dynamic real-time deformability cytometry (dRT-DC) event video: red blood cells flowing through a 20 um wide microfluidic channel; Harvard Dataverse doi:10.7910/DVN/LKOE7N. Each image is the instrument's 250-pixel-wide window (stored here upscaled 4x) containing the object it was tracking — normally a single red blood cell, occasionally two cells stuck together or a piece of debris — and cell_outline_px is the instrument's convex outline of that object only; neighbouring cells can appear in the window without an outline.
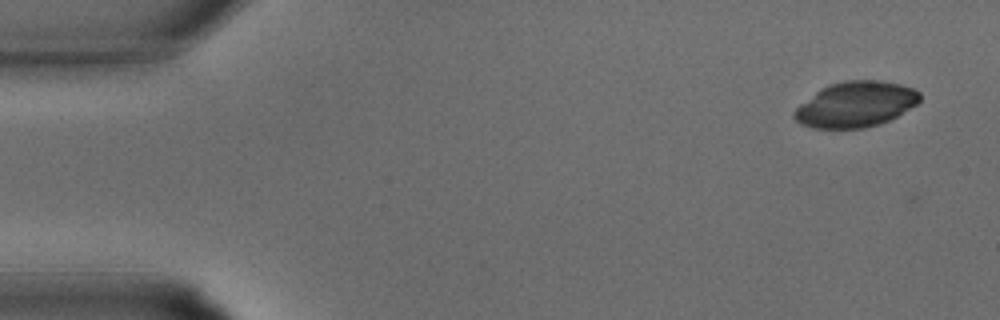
{"species": "common noctule bat (a hibernating species)", "species_latin": "Nyctalus noctula", "temperature_condition": "warm", "stored_images_in_passage": 4, "camera_frame_rate_fps": 3000, "um_per_image_px": 0.085, "animal": {"sex": "male", "body_mass_g": 15.6}, "frame": {"image": 1, "passage_image": 2, "time_ms": 0.333, "image_size_px": [1000, 320], "cell_outline_px": [[920, 100], [916, 104], [896, 116], [880, 124], [864, 128], [812, 128], [800, 124], [792, 116], [792, 112], [800, 104], [820, 88], [828, 84], [844, 80], [880, 80], [900, 84], [912, 88], [920, 92]], "centroid_in_image_um": [72.69, 8.86], "position_along_channel_um": 12.3, "area_um2": 33.35}}